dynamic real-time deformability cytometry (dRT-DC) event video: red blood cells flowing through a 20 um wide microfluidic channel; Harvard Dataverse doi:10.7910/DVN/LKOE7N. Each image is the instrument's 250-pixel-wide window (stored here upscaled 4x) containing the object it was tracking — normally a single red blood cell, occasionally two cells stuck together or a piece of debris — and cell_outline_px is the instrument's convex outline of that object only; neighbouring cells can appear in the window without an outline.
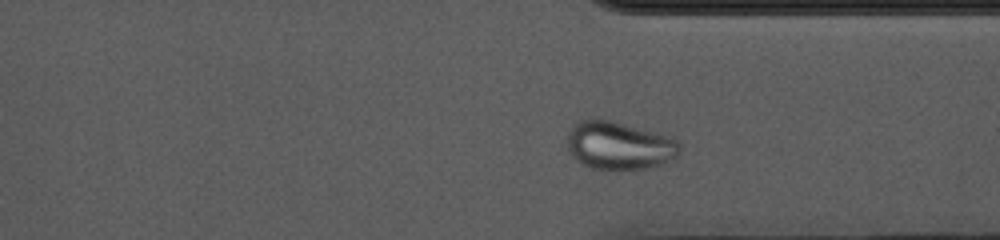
{"species": "common noctule bat (a hibernating species)", "species_latin": "Nyctalus noctula", "temperature_condition": "cold", "stored_images_in_passage": 41, "camera_frame_rate_fps": 3000, "um_per_image_px": 0.085, "animal": {"sex": "female", "body_mass_g": 10.0, "forearm_length_mm": 53.1}, "frame": {"image": 1, "passage_image": 35, "time_ms": 11.333, "image_size_px": [1000, 240], "cell_outline_px": [[680, 152], [676, 156], [652, 168], [588, 168], [576, 160], [572, 156], [568, 148], [568, 132], [580, 120], [608, 120], [660, 132], [676, 140], [680, 144]], "centroid_in_image_um": [52.64, 12.36], "position_along_channel_um": 358.8, "area_um2": 31.04}, "authors_computed_cell_mechanics": {"area_um2": 29.2468, "velocity_mm_per_s": 3.6161, "shape_relaxation_time_tau1_ms": null, "shape_relaxation_time_tau2_ms": 1.3522, "deformation_change_tau1": null, "deformation_change_tau2": 0.0454}}